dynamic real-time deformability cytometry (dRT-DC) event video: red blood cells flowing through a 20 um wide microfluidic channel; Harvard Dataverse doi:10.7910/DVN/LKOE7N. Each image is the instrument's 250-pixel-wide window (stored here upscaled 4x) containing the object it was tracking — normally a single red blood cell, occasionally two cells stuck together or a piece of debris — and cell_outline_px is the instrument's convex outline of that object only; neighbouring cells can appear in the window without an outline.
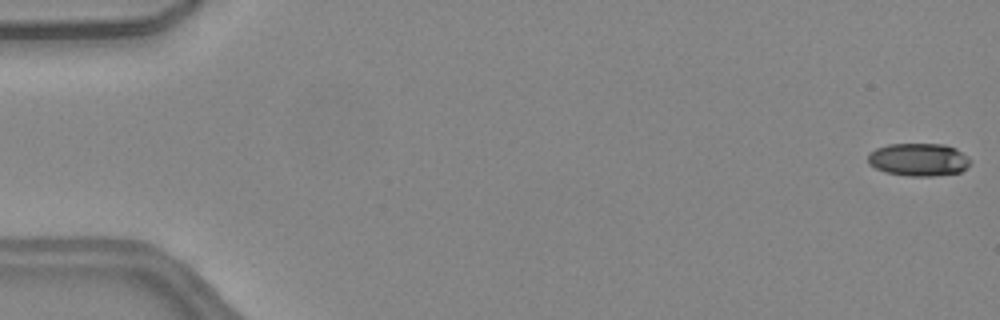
{"species": "common noctule bat (a hibernating species)", "species_latin": "Nyctalus noctula", "temperature_condition": "warm", "stored_images_in_passage": 51, "camera_frame_rate_fps": 3000, "um_per_image_px": 0.085, "animal": {"sex": "female", "body_mass_g": 24.6, "forearm_length_mm": 56.2}, "frame": {"image": 1, "passage_image": 1, "time_ms": 0.0, "image_size_px": [1000, 320], "cell_outline_px": [[968, 164], [960, 172], [932, 176], [908, 176], [884, 172], [868, 164], [868, 152], [876, 148], [888, 144], [944, 144], [956, 148], [968, 156]], "centroid_in_image_um": [78.03, 13.56], "position_along_channel_um": 7.0, "area_um2": 19.59}}
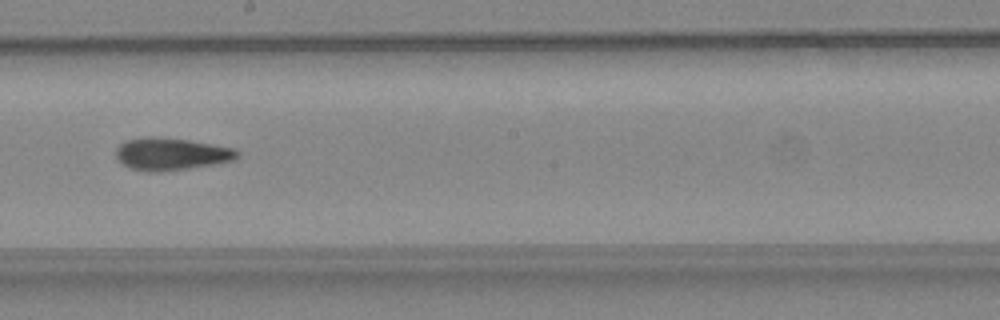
{"frame": {"image": 2, "passage_image": 29, "time_ms": 9.333, "image_size_px": [1000, 320], "cell_outline_px": [[240, 152], [236, 160], [188, 168], [156, 172], [148, 172], [128, 168], [116, 156], [116, 148], [120, 144], [128, 140], [148, 136], [152, 136], [188, 140], [236, 148]], "centroid_in_image_um": [14.57, 13.09], "position_along_channel_um": 233.6, "area_um2": 22.77}}
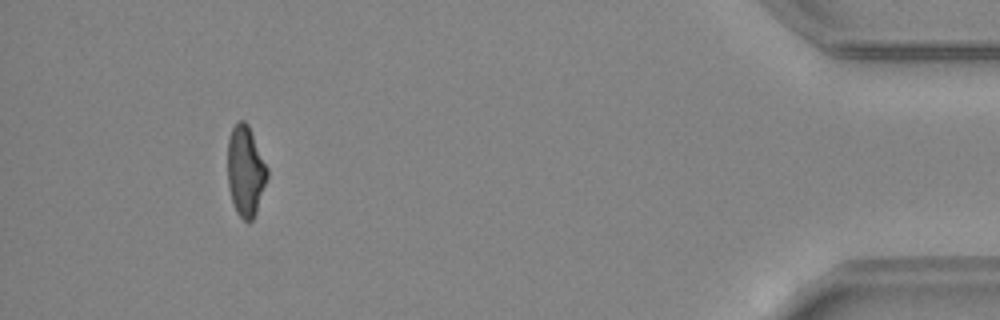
{"frame": {"image": 3, "passage_image": 47, "time_ms": 15.333, "image_size_px": [1000, 320], "cell_outline_px": [[268, 176], [256, 212], [252, 220], [244, 220], [236, 212], [232, 200], [228, 184], [228, 140], [232, 128], [236, 120], [244, 120], [248, 124], [268, 168]], "centroid_in_image_um": [20.87, 14.5], "position_along_channel_um": 414.3, "area_um2": 20.75}, "authors_computed_cell_mechanics": {"area_um2": 21.8484, "velocity_mm_per_s": 4.1155, "shape_relaxation_time_tau1_ms": 8.9635, "shape_relaxation_time_tau2_ms": 4.4536, "deformation_change_tau1": 0.2129, "deformation_change_tau2": 0.1407}}